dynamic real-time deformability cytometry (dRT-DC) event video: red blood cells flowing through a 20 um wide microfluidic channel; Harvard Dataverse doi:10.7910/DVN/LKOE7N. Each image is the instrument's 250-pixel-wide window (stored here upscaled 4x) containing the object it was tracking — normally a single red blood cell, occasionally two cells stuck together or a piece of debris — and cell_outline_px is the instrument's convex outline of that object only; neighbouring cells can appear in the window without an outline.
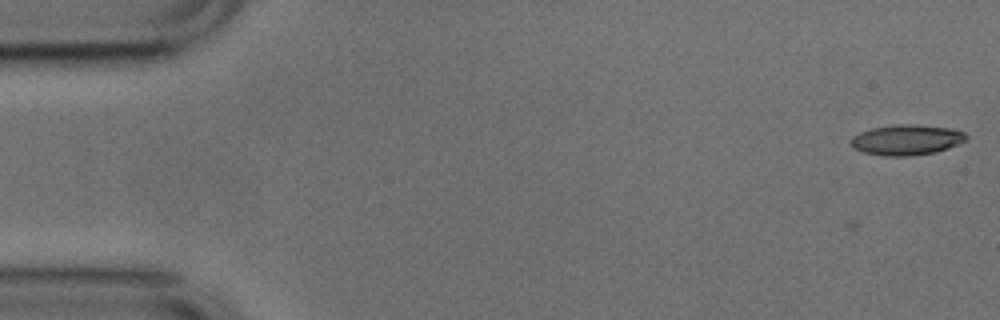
{"species": "common noctule bat (a hibernating species)", "species_latin": "Nyctalus noctula", "temperature_condition": "cold", "stored_images_in_passage": 7, "camera_frame_rate_fps": 3000, "um_per_image_px": 0.085, "animal": {"sex": "male", "body_mass_g": 17.9, "forearm_length_mm": 54.2}, "frame": {"image": 1, "passage_image": 1, "time_ms": 0.0, "image_size_px": [1000, 320], "cell_outline_px": [[968, 140], [936, 152], [908, 156], [884, 156], [864, 152], [856, 148], [852, 144], [852, 136], [860, 132], [872, 128], [896, 124], [912, 124], [948, 128], [964, 132], [968, 136]], "centroid_in_image_um": [77.08, 11.88], "position_along_channel_um": 7.9, "area_um2": 20.23}}